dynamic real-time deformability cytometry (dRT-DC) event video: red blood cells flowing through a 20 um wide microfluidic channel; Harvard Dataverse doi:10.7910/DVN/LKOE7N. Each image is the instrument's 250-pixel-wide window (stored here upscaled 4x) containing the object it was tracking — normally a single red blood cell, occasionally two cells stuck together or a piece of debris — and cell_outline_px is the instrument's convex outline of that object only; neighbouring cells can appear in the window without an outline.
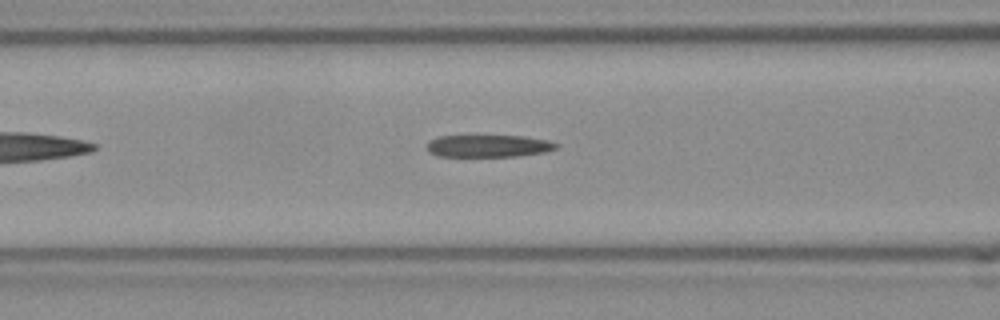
{"species": "Egyptian fruit bat (a non-hibernating species)", "species_latin": "Rousettus aegyptiacus", "temperature_condition": "room temperature", "stored_images_in_passage": 26, "camera_frame_rate_fps": 3000, "um_per_image_px": 0.085, "frame": {"image": 1, "passage_image": 5, "time_ms": 1.333, "image_size_px": [1000, 320], "cell_outline_px": [[560, 144], [556, 148], [544, 152], [516, 156], [436, 156], [428, 152], [428, 140], [440, 136], [524, 136], [548, 140]], "centroid_in_image_um": [41.51, 12.4], "position_along_channel_um": 125.1, "area_um2": 16.7}}
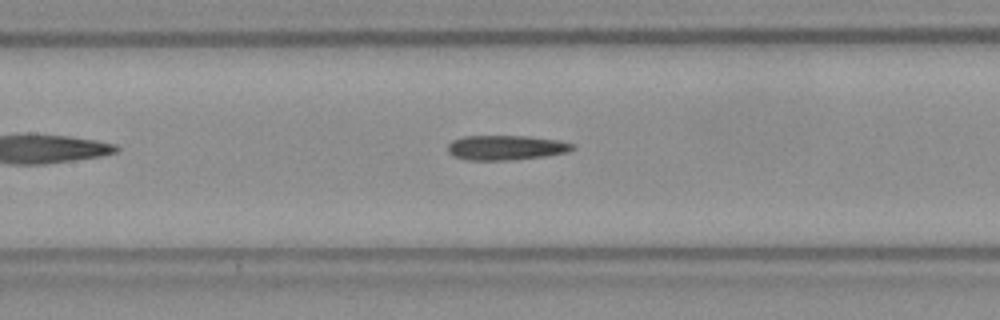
{"frame": {"image": 2, "passage_image": 8, "time_ms": 2.333, "image_size_px": [1000, 320], "cell_outline_px": [[576, 148], [564, 152], [544, 156], [504, 160], [468, 160], [452, 156], [448, 152], [448, 144], [452, 140], [464, 136], [528, 136], [560, 140], [572, 144]], "centroid_in_image_um": [42.96, 12.54], "position_along_channel_um": 164.4, "area_um2": 17.86}}